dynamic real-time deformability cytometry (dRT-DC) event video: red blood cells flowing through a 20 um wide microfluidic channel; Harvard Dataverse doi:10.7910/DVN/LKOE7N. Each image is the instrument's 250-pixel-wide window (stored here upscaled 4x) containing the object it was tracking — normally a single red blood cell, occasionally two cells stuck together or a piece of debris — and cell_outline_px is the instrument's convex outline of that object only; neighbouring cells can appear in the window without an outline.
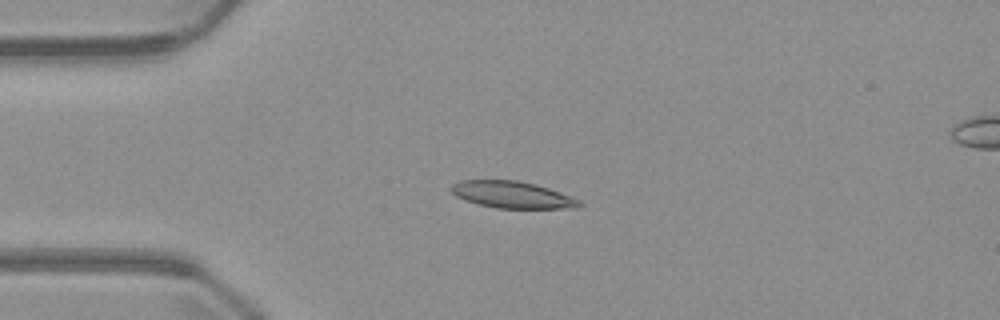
{"species": "common noctule bat (a hibernating species)", "species_latin": "Nyctalus noctula", "temperature_condition": "warm", "stored_images_in_passage": 6, "camera_frame_rate_fps": 3000, "um_per_image_px": 0.085, "animal": {"sex": "male", "body_mass_g": 23.1, "forearm_length_mm": 52.7}, "frame": {"image": 1, "passage_image": 4, "time_ms": 3.667, "image_size_px": [1000, 320], "cell_outline_px": [[584, 204], [580, 208], [496, 208], [480, 204], [456, 196], [448, 188], [452, 184], [460, 180], [520, 180], [536, 184], [572, 196], [580, 200]], "centroid_in_image_um": [43.58, 16.54], "position_along_channel_um": 41.4, "area_um2": 20.11}}
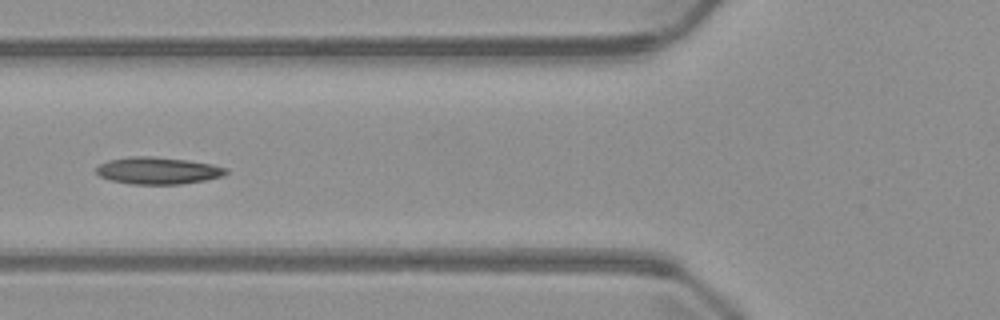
{"frame": {"image": 2, "passage_image": 6, "time_ms": 6.0, "image_size_px": [1000, 320], "cell_outline_px": [[228, 172], [224, 176], [204, 180], [180, 184], [132, 184], [108, 180], [100, 176], [96, 172], [96, 168], [100, 164], [108, 160], [128, 156], [152, 156], [188, 160], [212, 164], [228, 168]], "centroid_in_image_um": [13.42, 14.5], "position_along_channel_um": 112.4, "area_um2": 20.58}}